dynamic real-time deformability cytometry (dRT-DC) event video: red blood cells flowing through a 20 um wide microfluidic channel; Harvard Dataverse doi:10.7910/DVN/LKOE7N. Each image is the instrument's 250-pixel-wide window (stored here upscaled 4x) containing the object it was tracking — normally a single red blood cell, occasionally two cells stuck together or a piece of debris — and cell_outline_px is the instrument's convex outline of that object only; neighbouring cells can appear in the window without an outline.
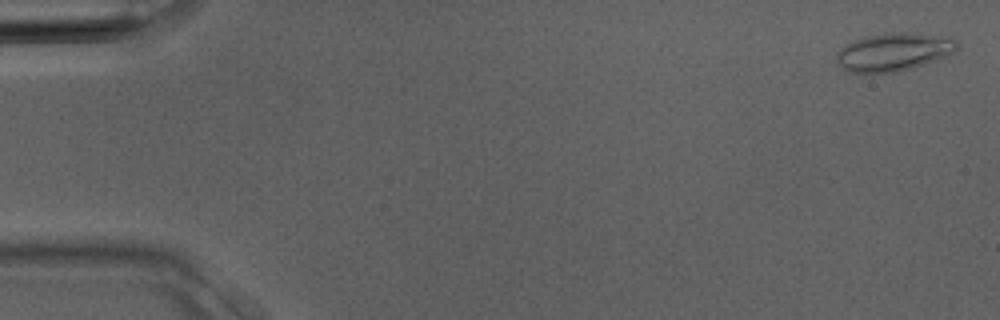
{"species": "Egyptian fruit bat (a non-hibernating species)", "species_latin": "Rousettus aegyptiacus", "temperature_condition": "room temperature", "stored_images_in_passage": 3, "camera_frame_rate_fps": 3000, "um_per_image_px": 0.085, "animal": {"sex": "male"}, "frame": {"image": 1, "passage_image": 1, "time_ms": 0.0, "image_size_px": [1000, 320], "cell_outline_px": [[956, 48], [952, 52], [944, 56], [912, 68], [896, 72], [848, 72], [836, 64], [836, 52], [840, 48], [856, 40], [868, 36], [892, 32], [908, 32], [948, 36], [956, 40]], "centroid_in_image_um": [75.92, 4.41], "position_along_channel_um": 9.1, "area_um2": 26.41}}